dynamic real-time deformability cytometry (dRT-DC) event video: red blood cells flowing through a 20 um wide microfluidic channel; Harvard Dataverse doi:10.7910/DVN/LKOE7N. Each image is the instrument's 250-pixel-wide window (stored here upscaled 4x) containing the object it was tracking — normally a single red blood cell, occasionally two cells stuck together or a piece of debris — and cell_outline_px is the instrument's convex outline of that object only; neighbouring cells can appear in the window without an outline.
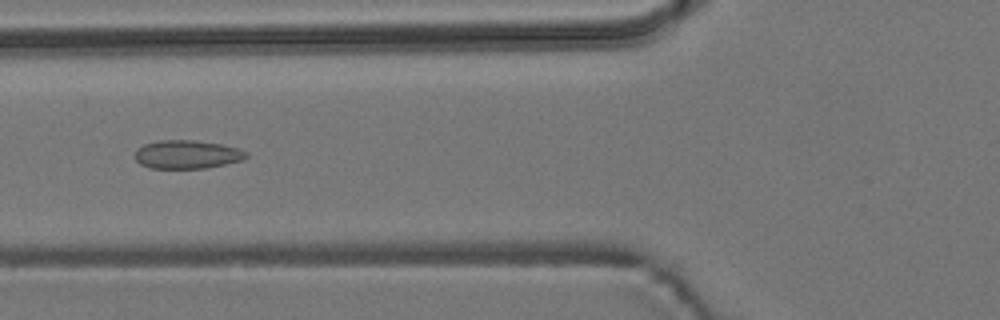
{"species": "common noctule bat (a hibernating species)", "species_latin": "Nyctalus noctula", "temperature_condition": "room temperature", "stored_images_in_passage": 3, "camera_frame_rate_fps": 3000, "um_per_image_px": 0.085, "animal": {"sex": "male", "body_mass_g": 19.2, "forearm_length_mm": 51.8}, "frame": {"image": 1, "passage_image": 3, "time_ms": 2.667, "image_size_px": [1000, 320], "cell_outline_px": [[248, 156], [244, 160], [204, 168], [152, 168], [140, 164], [136, 160], [136, 148], [144, 144], [160, 140], [196, 140], [220, 144], [240, 148], [248, 152]], "centroid_in_image_um": [15.93, 13.12], "position_along_channel_um": 109.9, "area_um2": 18.5}}